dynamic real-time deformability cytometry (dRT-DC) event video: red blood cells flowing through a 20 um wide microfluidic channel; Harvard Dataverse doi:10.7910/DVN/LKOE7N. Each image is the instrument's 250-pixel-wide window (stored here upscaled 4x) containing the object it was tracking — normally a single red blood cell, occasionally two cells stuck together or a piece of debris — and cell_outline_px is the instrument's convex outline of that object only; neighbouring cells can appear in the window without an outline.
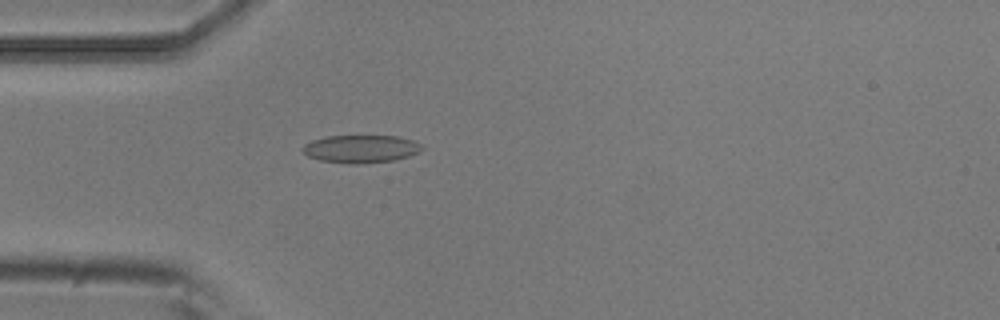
{"species": "common noctule bat (a hibernating species)", "species_latin": "Nyctalus noctula", "temperature_condition": "room temperature", "stored_images_in_passage": 4, "camera_frame_rate_fps": 3000, "um_per_image_px": 0.085, "animal": {"sex": "male", "body_mass_g": 20.5, "forearm_length_mm": 52.5}, "frame": {"image": 1, "passage_image": 4, "time_ms": 1.0, "image_size_px": [1000, 320], "cell_outline_px": [[424, 148], [408, 156], [396, 160], [356, 164], [348, 164], [320, 160], [308, 156], [300, 148], [304, 144], [312, 140], [324, 136], [400, 136], [416, 140]], "centroid_in_image_um": [30.66, 12.65], "position_along_channel_um": 54.3, "area_um2": 19.48}}